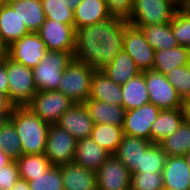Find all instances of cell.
<instances>
[{
	"mask_svg": "<svg viewBox=\"0 0 190 190\" xmlns=\"http://www.w3.org/2000/svg\"><path fill=\"white\" fill-rule=\"evenodd\" d=\"M126 19L111 16L99 23L76 29L74 60L102 69L123 49Z\"/></svg>",
	"mask_w": 190,
	"mask_h": 190,
	"instance_id": "6da1fadb",
	"label": "cell"
},
{
	"mask_svg": "<svg viewBox=\"0 0 190 190\" xmlns=\"http://www.w3.org/2000/svg\"><path fill=\"white\" fill-rule=\"evenodd\" d=\"M9 120L13 123L22 154H44L50 124L43 121L26 106H14Z\"/></svg>",
	"mask_w": 190,
	"mask_h": 190,
	"instance_id": "7a4b0ae2",
	"label": "cell"
},
{
	"mask_svg": "<svg viewBox=\"0 0 190 190\" xmlns=\"http://www.w3.org/2000/svg\"><path fill=\"white\" fill-rule=\"evenodd\" d=\"M94 69L85 63L72 60L63 71L56 91L66 95L74 104H84L89 99Z\"/></svg>",
	"mask_w": 190,
	"mask_h": 190,
	"instance_id": "3957f363",
	"label": "cell"
},
{
	"mask_svg": "<svg viewBox=\"0 0 190 190\" xmlns=\"http://www.w3.org/2000/svg\"><path fill=\"white\" fill-rule=\"evenodd\" d=\"M73 59V52L47 51L41 62L32 69L36 90H57L63 71Z\"/></svg>",
	"mask_w": 190,
	"mask_h": 190,
	"instance_id": "277c9868",
	"label": "cell"
},
{
	"mask_svg": "<svg viewBox=\"0 0 190 190\" xmlns=\"http://www.w3.org/2000/svg\"><path fill=\"white\" fill-rule=\"evenodd\" d=\"M8 98L14 106H26L36 94L33 70L5 56Z\"/></svg>",
	"mask_w": 190,
	"mask_h": 190,
	"instance_id": "5b68a950",
	"label": "cell"
},
{
	"mask_svg": "<svg viewBox=\"0 0 190 190\" xmlns=\"http://www.w3.org/2000/svg\"><path fill=\"white\" fill-rule=\"evenodd\" d=\"M177 8L169 0H134L127 22L132 26H148L171 22Z\"/></svg>",
	"mask_w": 190,
	"mask_h": 190,
	"instance_id": "8992f818",
	"label": "cell"
},
{
	"mask_svg": "<svg viewBox=\"0 0 190 190\" xmlns=\"http://www.w3.org/2000/svg\"><path fill=\"white\" fill-rule=\"evenodd\" d=\"M74 103L56 90L37 91L26 105L34 114L48 124H56L61 115Z\"/></svg>",
	"mask_w": 190,
	"mask_h": 190,
	"instance_id": "52a82bcc",
	"label": "cell"
},
{
	"mask_svg": "<svg viewBox=\"0 0 190 190\" xmlns=\"http://www.w3.org/2000/svg\"><path fill=\"white\" fill-rule=\"evenodd\" d=\"M143 73L150 103L161 110L185 108V103L164 74L155 70H147Z\"/></svg>",
	"mask_w": 190,
	"mask_h": 190,
	"instance_id": "ba28073f",
	"label": "cell"
},
{
	"mask_svg": "<svg viewBox=\"0 0 190 190\" xmlns=\"http://www.w3.org/2000/svg\"><path fill=\"white\" fill-rule=\"evenodd\" d=\"M76 145V138L58 125L51 124L48 129L44 155L50 161L51 166L66 165L74 161Z\"/></svg>",
	"mask_w": 190,
	"mask_h": 190,
	"instance_id": "9c48e42d",
	"label": "cell"
},
{
	"mask_svg": "<svg viewBox=\"0 0 190 190\" xmlns=\"http://www.w3.org/2000/svg\"><path fill=\"white\" fill-rule=\"evenodd\" d=\"M47 51L40 35L30 32L6 47V56L16 63L33 69L45 57Z\"/></svg>",
	"mask_w": 190,
	"mask_h": 190,
	"instance_id": "30bf717a",
	"label": "cell"
},
{
	"mask_svg": "<svg viewBox=\"0 0 190 190\" xmlns=\"http://www.w3.org/2000/svg\"><path fill=\"white\" fill-rule=\"evenodd\" d=\"M123 49L132 57L141 72L153 70L155 50L146 41L140 28L129 23L125 26Z\"/></svg>",
	"mask_w": 190,
	"mask_h": 190,
	"instance_id": "8fae6325",
	"label": "cell"
},
{
	"mask_svg": "<svg viewBox=\"0 0 190 190\" xmlns=\"http://www.w3.org/2000/svg\"><path fill=\"white\" fill-rule=\"evenodd\" d=\"M37 33L48 51H74L76 33L74 25L46 18Z\"/></svg>",
	"mask_w": 190,
	"mask_h": 190,
	"instance_id": "7c38bea8",
	"label": "cell"
},
{
	"mask_svg": "<svg viewBox=\"0 0 190 190\" xmlns=\"http://www.w3.org/2000/svg\"><path fill=\"white\" fill-rule=\"evenodd\" d=\"M160 111V108L150 102L127 110L122 127L124 134L150 141L151 126Z\"/></svg>",
	"mask_w": 190,
	"mask_h": 190,
	"instance_id": "4fadbf2b",
	"label": "cell"
},
{
	"mask_svg": "<svg viewBox=\"0 0 190 190\" xmlns=\"http://www.w3.org/2000/svg\"><path fill=\"white\" fill-rule=\"evenodd\" d=\"M130 180V170L115 155H110L97 171L98 190H130Z\"/></svg>",
	"mask_w": 190,
	"mask_h": 190,
	"instance_id": "5bb4252c",
	"label": "cell"
},
{
	"mask_svg": "<svg viewBox=\"0 0 190 190\" xmlns=\"http://www.w3.org/2000/svg\"><path fill=\"white\" fill-rule=\"evenodd\" d=\"M56 125L66 130L78 141L91 136L94 123L84 104H73L61 115Z\"/></svg>",
	"mask_w": 190,
	"mask_h": 190,
	"instance_id": "9a60e30c",
	"label": "cell"
},
{
	"mask_svg": "<svg viewBox=\"0 0 190 190\" xmlns=\"http://www.w3.org/2000/svg\"><path fill=\"white\" fill-rule=\"evenodd\" d=\"M162 176L164 190H190V168L184 156H168Z\"/></svg>",
	"mask_w": 190,
	"mask_h": 190,
	"instance_id": "2e32d148",
	"label": "cell"
},
{
	"mask_svg": "<svg viewBox=\"0 0 190 190\" xmlns=\"http://www.w3.org/2000/svg\"><path fill=\"white\" fill-rule=\"evenodd\" d=\"M122 87L113 82L101 69H96L91 80L89 99L122 106Z\"/></svg>",
	"mask_w": 190,
	"mask_h": 190,
	"instance_id": "e0dca14e",
	"label": "cell"
},
{
	"mask_svg": "<svg viewBox=\"0 0 190 190\" xmlns=\"http://www.w3.org/2000/svg\"><path fill=\"white\" fill-rule=\"evenodd\" d=\"M186 119L185 108L161 110L151 126L150 141L159 144L173 134Z\"/></svg>",
	"mask_w": 190,
	"mask_h": 190,
	"instance_id": "ac0fdd59",
	"label": "cell"
},
{
	"mask_svg": "<svg viewBox=\"0 0 190 190\" xmlns=\"http://www.w3.org/2000/svg\"><path fill=\"white\" fill-rule=\"evenodd\" d=\"M59 167L64 190H98L97 172L87 170L74 162Z\"/></svg>",
	"mask_w": 190,
	"mask_h": 190,
	"instance_id": "d6986e66",
	"label": "cell"
},
{
	"mask_svg": "<svg viewBox=\"0 0 190 190\" xmlns=\"http://www.w3.org/2000/svg\"><path fill=\"white\" fill-rule=\"evenodd\" d=\"M152 145L151 141L124 134L114 155L133 173L137 167H140L142 153Z\"/></svg>",
	"mask_w": 190,
	"mask_h": 190,
	"instance_id": "ffe728a7",
	"label": "cell"
},
{
	"mask_svg": "<svg viewBox=\"0 0 190 190\" xmlns=\"http://www.w3.org/2000/svg\"><path fill=\"white\" fill-rule=\"evenodd\" d=\"M110 154L91 137L77 141L74 163L87 170L97 172Z\"/></svg>",
	"mask_w": 190,
	"mask_h": 190,
	"instance_id": "44dd1931",
	"label": "cell"
},
{
	"mask_svg": "<svg viewBox=\"0 0 190 190\" xmlns=\"http://www.w3.org/2000/svg\"><path fill=\"white\" fill-rule=\"evenodd\" d=\"M29 33L17 11L8 3L0 7V42L5 47Z\"/></svg>",
	"mask_w": 190,
	"mask_h": 190,
	"instance_id": "7402d4cb",
	"label": "cell"
},
{
	"mask_svg": "<svg viewBox=\"0 0 190 190\" xmlns=\"http://www.w3.org/2000/svg\"><path fill=\"white\" fill-rule=\"evenodd\" d=\"M74 28L92 25L110 18L105 0H82L73 10Z\"/></svg>",
	"mask_w": 190,
	"mask_h": 190,
	"instance_id": "603a6c76",
	"label": "cell"
},
{
	"mask_svg": "<svg viewBox=\"0 0 190 190\" xmlns=\"http://www.w3.org/2000/svg\"><path fill=\"white\" fill-rule=\"evenodd\" d=\"M94 124L123 126L126 110L123 106L112 105L94 99L84 102Z\"/></svg>",
	"mask_w": 190,
	"mask_h": 190,
	"instance_id": "cb8c5ba5",
	"label": "cell"
},
{
	"mask_svg": "<svg viewBox=\"0 0 190 190\" xmlns=\"http://www.w3.org/2000/svg\"><path fill=\"white\" fill-rule=\"evenodd\" d=\"M101 70L115 83L123 85L141 73L132 57L122 49L118 55Z\"/></svg>",
	"mask_w": 190,
	"mask_h": 190,
	"instance_id": "d4e9b609",
	"label": "cell"
},
{
	"mask_svg": "<svg viewBox=\"0 0 190 190\" xmlns=\"http://www.w3.org/2000/svg\"><path fill=\"white\" fill-rule=\"evenodd\" d=\"M8 4L17 11L29 32L37 33L45 21L41 0H13Z\"/></svg>",
	"mask_w": 190,
	"mask_h": 190,
	"instance_id": "484cf974",
	"label": "cell"
},
{
	"mask_svg": "<svg viewBox=\"0 0 190 190\" xmlns=\"http://www.w3.org/2000/svg\"><path fill=\"white\" fill-rule=\"evenodd\" d=\"M190 52L187 46L155 50L153 70L167 74L173 68L189 65Z\"/></svg>",
	"mask_w": 190,
	"mask_h": 190,
	"instance_id": "4316f807",
	"label": "cell"
},
{
	"mask_svg": "<svg viewBox=\"0 0 190 190\" xmlns=\"http://www.w3.org/2000/svg\"><path fill=\"white\" fill-rule=\"evenodd\" d=\"M121 87L122 106L126 111L149 103V94L143 72L121 85Z\"/></svg>",
	"mask_w": 190,
	"mask_h": 190,
	"instance_id": "83f0119b",
	"label": "cell"
},
{
	"mask_svg": "<svg viewBox=\"0 0 190 190\" xmlns=\"http://www.w3.org/2000/svg\"><path fill=\"white\" fill-rule=\"evenodd\" d=\"M134 27L141 29L146 41L154 50H165L179 45L171 29V22Z\"/></svg>",
	"mask_w": 190,
	"mask_h": 190,
	"instance_id": "f1b7e54d",
	"label": "cell"
},
{
	"mask_svg": "<svg viewBox=\"0 0 190 190\" xmlns=\"http://www.w3.org/2000/svg\"><path fill=\"white\" fill-rule=\"evenodd\" d=\"M159 145L167 156H184L190 152V121L186 118L180 127Z\"/></svg>",
	"mask_w": 190,
	"mask_h": 190,
	"instance_id": "f546056e",
	"label": "cell"
},
{
	"mask_svg": "<svg viewBox=\"0 0 190 190\" xmlns=\"http://www.w3.org/2000/svg\"><path fill=\"white\" fill-rule=\"evenodd\" d=\"M122 127L109 124H94L90 137L110 155H114L124 135Z\"/></svg>",
	"mask_w": 190,
	"mask_h": 190,
	"instance_id": "4dcf8cb0",
	"label": "cell"
},
{
	"mask_svg": "<svg viewBox=\"0 0 190 190\" xmlns=\"http://www.w3.org/2000/svg\"><path fill=\"white\" fill-rule=\"evenodd\" d=\"M15 161L20 178L27 181L32 180V177L43 175L51 167L50 161L44 154H22Z\"/></svg>",
	"mask_w": 190,
	"mask_h": 190,
	"instance_id": "1f68e13d",
	"label": "cell"
},
{
	"mask_svg": "<svg viewBox=\"0 0 190 190\" xmlns=\"http://www.w3.org/2000/svg\"><path fill=\"white\" fill-rule=\"evenodd\" d=\"M167 157L159 144H153L145 153H142L140 167H137L133 173H162Z\"/></svg>",
	"mask_w": 190,
	"mask_h": 190,
	"instance_id": "d6a6232c",
	"label": "cell"
},
{
	"mask_svg": "<svg viewBox=\"0 0 190 190\" xmlns=\"http://www.w3.org/2000/svg\"><path fill=\"white\" fill-rule=\"evenodd\" d=\"M0 148L13 160L22 155L21 141L10 120L0 128Z\"/></svg>",
	"mask_w": 190,
	"mask_h": 190,
	"instance_id": "836d02e7",
	"label": "cell"
},
{
	"mask_svg": "<svg viewBox=\"0 0 190 190\" xmlns=\"http://www.w3.org/2000/svg\"><path fill=\"white\" fill-rule=\"evenodd\" d=\"M45 18L73 25V9L63 0H41Z\"/></svg>",
	"mask_w": 190,
	"mask_h": 190,
	"instance_id": "e575fe53",
	"label": "cell"
},
{
	"mask_svg": "<svg viewBox=\"0 0 190 190\" xmlns=\"http://www.w3.org/2000/svg\"><path fill=\"white\" fill-rule=\"evenodd\" d=\"M30 190H64L61 168L51 166L43 175L28 181Z\"/></svg>",
	"mask_w": 190,
	"mask_h": 190,
	"instance_id": "d590c367",
	"label": "cell"
},
{
	"mask_svg": "<svg viewBox=\"0 0 190 190\" xmlns=\"http://www.w3.org/2000/svg\"><path fill=\"white\" fill-rule=\"evenodd\" d=\"M165 77L176 89L179 97L184 103L190 101V66L173 68L165 74Z\"/></svg>",
	"mask_w": 190,
	"mask_h": 190,
	"instance_id": "8d00e7d4",
	"label": "cell"
},
{
	"mask_svg": "<svg viewBox=\"0 0 190 190\" xmlns=\"http://www.w3.org/2000/svg\"><path fill=\"white\" fill-rule=\"evenodd\" d=\"M171 29L177 40L182 46L190 43V9H177L171 20Z\"/></svg>",
	"mask_w": 190,
	"mask_h": 190,
	"instance_id": "74e56055",
	"label": "cell"
},
{
	"mask_svg": "<svg viewBox=\"0 0 190 190\" xmlns=\"http://www.w3.org/2000/svg\"><path fill=\"white\" fill-rule=\"evenodd\" d=\"M130 190H164L162 173H131Z\"/></svg>",
	"mask_w": 190,
	"mask_h": 190,
	"instance_id": "f35d334b",
	"label": "cell"
},
{
	"mask_svg": "<svg viewBox=\"0 0 190 190\" xmlns=\"http://www.w3.org/2000/svg\"><path fill=\"white\" fill-rule=\"evenodd\" d=\"M19 178L17 162L12 160L8 165L0 168V190H11Z\"/></svg>",
	"mask_w": 190,
	"mask_h": 190,
	"instance_id": "ab89813d",
	"label": "cell"
},
{
	"mask_svg": "<svg viewBox=\"0 0 190 190\" xmlns=\"http://www.w3.org/2000/svg\"><path fill=\"white\" fill-rule=\"evenodd\" d=\"M112 16L128 19L133 10L134 0H105Z\"/></svg>",
	"mask_w": 190,
	"mask_h": 190,
	"instance_id": "60d3db41",
	"label": "cell"
},
{
	"mask_svg": "<svg viewBox=\"0 0 190 190\" xmlns=\"http://www.w3.org/2000/svg\"><path fill=\"white\" fill-rule=\"evenodd\" d=\"M0 94L8 96V78L5 67V57L0 59Z\"/></svg>",
	"mask_w": 190,
	"mask_h": 190,
	"instance_id": "b9f144b4",
	"label": "cell"
},
{
	"mask_svg": "<svg viewBox=\"0 0 190 190\" xmlns=\"http://www.w3.org/2000/svg\"><path fill=\"white\" fill-rule=\"evenodd\" d=\"M14 105L9 101L7 95L0 94V113H11Z\"/></svg>",
	"mask_w": 190,
	"mask_h": 190,
	"instance_id": "7bdbcfd3",
	"label": "cell"
},
{
	"mask_svg": "<svg viewBox=\"0 0 190 190\" xmlns=\"http://www.w3.org/2000/svg\"><path fill=\"white\" fill-rule=\"evenodd\" d=\"M11 190H30L29 183L27 180L19 178Z\"/></svg>",
	"mask_w": 190,
	"mask_h": 190,
	"instance_id": "ee69618b",
	"label": "cell"
},
{
	"mask_svg": "<svg viewBox=\"0 0 190 190\" xmlns=\"http://www.w3.org/2000/svg\"><path fill=\"white\" fill-rule=\"evenodd\" d=\"M177 9H188L189 0H169Z\"/></svg>",
	"mask_w": 190,
	"mask_h": 190,
	"instance_id": "f6af8a7d",
	"label": "cell"
},
{
	"mask_svg": "<svg viewBox=\"0 0 190 190\" xmlns=\"http://www.w3.org/2000/svg\"><path fill=\"white\" fill-rule=\"evenodd\" d=\"M13 159H11L1 148H0V168L8 165Z\"/></svg>",
	"mask_w": 190,
	"mask_h": 190,
	"instance_id": "bcb514c9",
	"label": "cell"
},
{
	"mask_svg": "<svg viewBox=\"0 0 190 190\" xmlns=\"http://www.w3.org/2000/svg\"><path fill=\"white\" fill-rule=\"evenodd\" d=\"M11 113H0V128L9 120Z\"/></svg>",
	"mask_w": 190,
	"mask_h": 190,
	"instance_id": "7dc6e473",
	"label": "cell"
},
{
	"mask_svg": "<svg viewBox=\"0 0 190 190\" xmlns=\"http://www.w3.org/2000/svg\"><path fill=\"white\" fill-rule=\"evenodd\" d=\"M66 2L73 10L82 2V0H63Z\"/></svg>",
	"mask_w": 190,
	"mask_h": 190,
	"instance_id": "c3c4849f",
	"label": "cell"
},
{
	"mask_svg": "<svg viewBox=\"0 0 190 190\" xmlns=\"http://www.w3.org/2000/svg\"><path fill=\"white\" fill-rule=\"evenodd\" d=\"M6 56V47L0 42V59Z\"/></svg>",
	"mask_w": 190,
	"mask_h": 190,
	"instance_id": "681fc988",
	"label": "cell"
},
{
	"mask_svg": "<svg viewBox=\"0 0 190 190\" xmlns=\"http://www.w3.org/2000/svg\"><path fill=\"white\" fill-rule=\"evenodd\" d=\"M186 118L190 121V101L185 103Z\"/></svg>",
	"mask_w": 190,
	"mask_h": 190,
	"instance_id": "f907efd6",
	"label": "cell"
},
{
	"mask_svg": "<svg viewBox=\"0 0 190 190\" xmlns=\"http://www.w3.org/2000/svg\"><path fill=\"white\" fill-rule=\"evenodd\" d=\"M184 158L186 160L187 166L190 168V152L184 155Z\"/></svg>",
	"mask_w": 190,
	"mask_h": 190,
	"instance_id": "816d5d0a",
	"label": "cell"
},
{
	"mask_svg": "<svg viewBox=\"0 0 190 190\" xmlns=\"http://www.w3.org/2000/svg\"><path fill=\"white\" fill-rule=\"evenodd\" d=\"M8 1L7 0H0V7L3 6L4 4H7Z\"/></svg>",
	"mask_w": 190,
	"mask_h": 190,
	"instance_id": "f5cc1de1",
	"label": "cell"
}]
</instances>
